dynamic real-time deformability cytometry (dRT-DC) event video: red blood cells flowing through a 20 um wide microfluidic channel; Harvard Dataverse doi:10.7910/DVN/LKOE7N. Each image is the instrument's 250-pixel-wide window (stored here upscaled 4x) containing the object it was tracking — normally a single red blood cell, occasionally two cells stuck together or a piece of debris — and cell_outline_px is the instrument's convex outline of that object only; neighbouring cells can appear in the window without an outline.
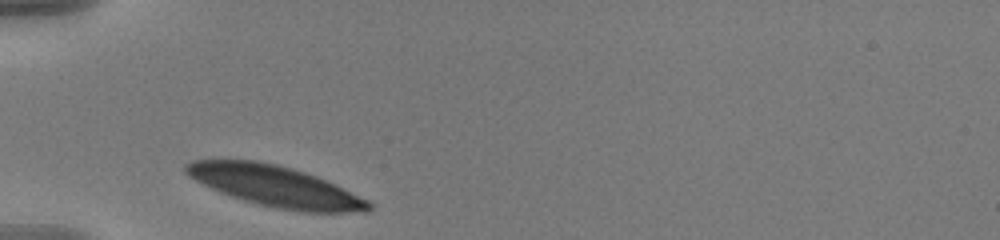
{"species": "human", "species_latin": "Homo sapiens", "temperature_condition": "warm", "stored_images_in_passage": 4, "camera_frame_rate_fps": 3000, "um_per_image_px": 0.085, "donor": {"sex": "male"}, "frame": {"image": 1, "passage_image": 1, "time_ms": 0.0, "image_size_px": [1000, 240], "cell_outline_px": [[372, 208], [368, 212], [304, 212], [276, 208], [256, 204], [220, 192], [188, 176], [184, 172], [184, 164], [192, 160], [256, 160], [276, 164], [292, 168], [316, 176], [336, 184], [368, 200], [372, 204]], "centroid_in_image_um": [23.41, 15.83], "position_along_channel_um": 61.6, "area_um2": 43.41}}
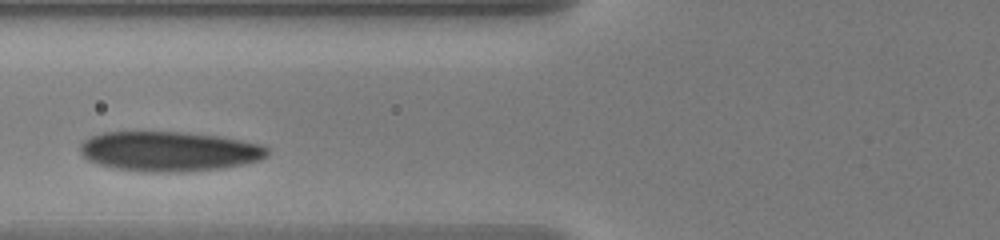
{"frame": {"image": 2, "passage_image": 3, "time_ms": 0.667, "image_size_px": [1000, 240], "cell_outline_px": [[268, 156], [260, 160], [244, 164], [224, 168], [184, 172], [140, 172], [112, 168], [88, 160], [80, 152], [80, 144], [84, 140], [92, 136], [104, 132], [180, 132], [220, 136], [260, 144], [268, 148]], "centroid_in_image_um": [14.38, 12.88], "position_along_channel_um": 111.4, "area_um2": 43.7}}